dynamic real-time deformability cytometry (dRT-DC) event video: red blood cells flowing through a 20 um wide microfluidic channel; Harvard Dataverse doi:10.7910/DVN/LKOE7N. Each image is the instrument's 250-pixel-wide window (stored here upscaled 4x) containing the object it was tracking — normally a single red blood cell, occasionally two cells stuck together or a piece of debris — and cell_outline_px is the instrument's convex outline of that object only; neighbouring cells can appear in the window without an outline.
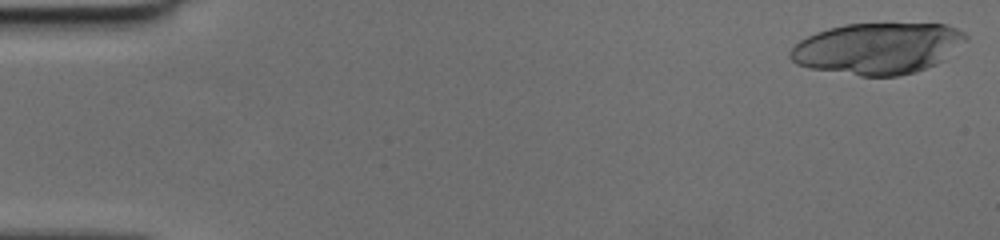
{"species": "human", "species_latin": "Homo sapiens", "temperature_condition": "cold", "stored_images_in_passage": 36, "segment_of_instrument_passage": [1, 2], "camera_frame_rate_fps": 3000, "um_per_image_px": 0.085, "donor": {"sex": "female"}, "frame": {"image": 1, "passage_image": 1, "time_ms": 0.0, "image_size_px": [1000, 240], "cell_outline_px": [[968, 36], [936, 64], [912, 72], [896, 76], [860, 76], [812, 68], [796, 64], [788, 56], [792, 48], [800, 40], [816, 32], [828, 28], [844, 24], [944, 24], [956, 28], [964, 32]], "centroid_in_image_um": [74.53, 4.1], "position_along_channel_um": 10.5, "area_um2": 51.62}}